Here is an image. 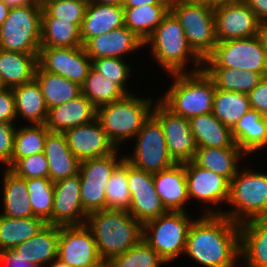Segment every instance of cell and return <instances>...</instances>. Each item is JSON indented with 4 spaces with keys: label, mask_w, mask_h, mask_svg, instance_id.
Listing matches in <instances>:
<instances>
[{
    "label": "cell",
    "mask_w": 267,
    "mask_h": 267,
    "mask_svg": "<svg viewBox=\"0 0 267 267\" xmlns=\"http://www.w3.org/2000/svg\"><path fill=\"white\" fill-rule=\"evenodd\" d=\"M191 223L185 254L205 267H235L240 258V224L222 214H203Z\"/></svg>",
    "instance_id": "obj_1"
},
{
    "label": "cell",
    "mask_w": 267,
    "mask_h": 267,
    "mask_svg": "<svg viewBox=\"0 0 267 267\" xmlns=\"http://www.w3.org/2000/svg\"><path fill=\"white\" fill-rule=\"evenodd\" d=\"M91 230L102 260L125 253L143 236V225L128 211L104 209L88 214L85 222Z\"/></svg>",
    "instance_id": "obj_2"
},
{
    "label": "cell",
    "mask_w": 267,
    "mask_h": 267,
    "mask_svg": "<svg viewBox=\"0 0 267 267\" xmlns=\"http://www.w3.org/2000/svg\"><path fill=\"white\" fill-rule=\"evenodd\" d=\"M171 76L174 82L159 99L169 110L188 120L212 112L216 88L203 69Z\"/></svg>",
    "instance_id": "obj_3"
},
{
    "label": "cell",
    "mask_w": 267,
    "mask_h": 267,
    "mask_svg": "<svg viewBox=\"0 0 267 267\" xmlns=\"http://www.w3.org/2000/svg\"><path fill=\"white\" fill-rule=\"evenodd\" d=\"M146 44H151L153 58L169 74L186 73L184 67L189 57L194 61L195 68L187 73L203 69V60L189 46L179 20L171 11L144 42Z\"/></svg>",
    "instance_id": "obj_4"
},
{
    "label": "cell",
    "mask_w": 267,
    "mask_h": 267,
    "mask_svg": "<svg viewBox=\"0 0 267 267\" xmlns=\"http://www.w3.org/2000/svg\"><path fill=\"white\" fill-rule=\"evenodd\" d=\"M228 204L229 211L207 210L204 214H222L233 222L242 224L255 218L267 217V174L252 170L240 171L231 179Z\"/></svg>",
    "instance_id": "obj_5"
},
{
    "label": "cell",
    "mask_w": 267,
    "mask_h": 267,
    "mask_svg": "<svg viewBox=\"0 0 267 267\" xmlns=\"http://www.w3.org/2000/svg\"><path fill=\"white\" fill-rule=\"evenodd\" d=\"M152 105L151 99L127 94L124 98L99 107L96 119L109 140L119 149L124 140L138 134L144 121L151 115Z\"/></svg>",
    "instance_id": "obj_6"
},
{
    "label": "cell",
    "mask_w": 267,
    "mask_h": 267,
    "mask_svg": "<svg viewBox=\"0 0 267 267\" xmlns=\"http://www.w3.org/2000/svg\"><path fill=\"white\" fill-rule=\"evenodd\" d=\"M42 5L9 10L0 26V49L19 53H39L41 47Z\"/></svg>",
    "instance_id": "obj_7"
},
{
    "label": "cell",
    "mask_w": 267,
    "mask_h": 267,
    "mask_svg": "<svg viewBox=\"0 0 267 267\" xmlns=\"http://www.w3.org/2000/svg\"><path fill=\"white\" fill-rule=\"evenodd\" d=\"M203 68H233L267 76V55L259 35L218 41Z\"/></svg>",
    "instance_id": "obj_8"
},
{
    "label": "cell",
    "mask_w": 267,
    "mask_h": 267,
    "mask_svg": "<svg viewBox=\"0 0 267 267\" xmlns=\"http://www.w3.org/2000/svg\"><path fill=\"white\" fill-rule=\"evenodd\" d=\"M192 222L187 212L168 211L143 224L142 239L166 262H170L184 254Z\"/></svg>",
    "instance_id": "obj_9"
},
{
    "label": "cell",
    "mask_w": 267,
    "mask_h": 267,
    "mask_svg": "<svg viewBox=\"0 0 267 267\" xmlns=\"http://www.w3.org/2000/svg\"><path fill=\"white\" fill-rule=\"evenodd\" d=\"M170 11L179 20L189 46L202 60L206 59L218 42L214 4L170 5Z\"/></svg>",
    "instance_id": "obj_10"
},
{
    "label": "cell",
    "mask_w": 267,
    "mask_h": 267,
    "mask_svg": "<svg viewBox=\"0 0 267 267\" xmlns=\"http://www.w3.org/2000/svg\"><path fill=\"white\" fill-rule=\"evenodd\" d=\"M135 137L133 155L124 157L134 167L154 174L176 164L169 155L162 126L152 114Z\"/></svg>",
    "instance_id": "obj_11"
},
{
    "label": "cell",
    "mask_w": 267,
    "mask_h": 267,
    "mask_svg": "<svg viewBox=\"0 0 267 267\" xmlns=\"http://www.w3.org/2000/svg\"><path fill=\"white\" fill-rule=\"evenodd\" d=\"M214 16L218 41L250 38L259 33L261 21L243 0L214 4Z\"/></svg>",
    "instance_id": "obj_12"
},
{
    "label": "cell",
    "mask_w": 267,
    "mask_h": 267,
    "mask_svg": "<svg viewBox=\"0 0 267 267\" xmlns=\"http://www.w3.org/2000/svg\"><path fill=\"white\" fill-rule=\"evenodd\" d=\"M151 114L160 122L170 157L176 164L193 160L197 145L188 119L174 114L160 100Z\"/></svg>",
    "instance_id": "obj_13"
},
{
    "label": "cell",
    "mask_w": 267,
    "mask_h": 267,
    "mask_svg": "<svg viewBox=\"0 0 267 267\" xmlns=\"http://www.w3.org/2000/svg\"><path fill=\"white\" fill-rule=\"evenodd\" d=\"M38 66L46 71L69 79L82 86L92 62L83 46L48 47L41 46L37 56Z\"/></svg>",
    "instance_id": "obj_14"
},
{
    "label": "cell",
    "mask_w": 267,
    "mask_h": 267,
    "mask_svg": "<svg viewBox=\"0 0 267 267\" xmlns=\"http://www.w3.org/2000/svg\"><path fill=\"white\" fill-rule=\"evenodd\" d=\"M127 181L131 194L128 212L142 225L168 211L155 190L153 174L127 162Z\"/></svg>",
    "instance_id": "obj_15"
},
{
    "label": "cell",
    "mask_w": 267,
    "mask_h": 267,
    "mask_svg": "<svg viewBox=\"0 0 267 267\" xmlns=\"http://www.w3.org/2000/svg\"><path fill=\"white\" fill-rule=\"evenodd\" d=\"M57 257L72 267H92L102 261L86 224L59 226Z\"/></svg>",
    "instance_id": "obj_16"
},
{
    "label": "cell",
    "mask_w": 267,
    "mask_h": 267,
    "mask_svg": "<svg viewBox=\"0 0 267 267\" xmlns=\"http://www.w3.org/2000/svg\"><path fill=\"white\" fill-rule=\"evenodd\" d=\"M81 178L77 173L54 183L52 225H83L88 214L84 211L80 190Z\"/></svg>",
    "instance_id": "obj_17"
},
{
    "label": "cell",
    "mask_w": 267,
    "mask_h": 267,
    "mask_svg": "<svg viewBox=\"0 0 267 267\" xmlns=\"http://www.w3.org/2000/svg\"><path fill=\"white\" fill-rule=\"evenodd\" d=\"M64 134L68 147L79 161L105 157L117 150L97 119L70 128Z\"/></svg>",
    "instance_id": "obj_18"
},
{
    "label": "cell",
    "mask_w": 267,
    "mask_h": 267,
    "mask_svg": "<svg viewBox=\"0 0 267 267\" xmlns=\"http://www.w3.org/2000/svg\"><path fill=\"white\" fill-rule=\"evenodd\" d=\"M187 195L191 199L218 205L228 202L230 182L222 175L204 169L193 161L185 163Z\"/></svg>",
    "instance_id": "obj_19"
},
{
    "label": "cell",
    "mask_w": 267,
    "mask_h": 267,
    "mask_svg": "<svg viewBox=\"0 0 267 267\" xmlns=\"http://www.w3.org/2000/svg\"><path fill=\"white\" fill-rule=\"evenodd\" d=\"M97 108L83 94L67 103L48 109L45 126L50 132L66 130L88 124L96 119Z\"/></svg>",
    "instance_id": "obj_20"
},
{
    "label": "cell",
    "mask_w": 267,
    "mask_h": 267,
    "mask_svg": "<svg viewBox=\"0 0 267 267\" xmlns=\"http://www.w3.org/2000/svg\"><path fill=\"white\" fill-rule=\"evenodd\" d=\"M155 190L167 211L185 212L188 201L185 163L153 174Z\"/></svg>",
    "instance_id": "obj_21"
},
{
    "label": "cell",
    "mask_w": 267,
    "mask_h": 267,
    "mask_svg": "<svg viewBox=\"0 0 267 267\" xmlns=\"http://www.w3.org/2000/svg\"><path fill=\"white\" fill-rule=\"evenodd\" d=\"M43 152L48 161L49 178L53 183L79 173L80 161L72 154L64 133L49 132Z\"/></svg>",
    "instance_id": "obj_22"
},
{
    "label": "cell",
    "mask_w": 267,
    "mask_h": 267,
    "mask_svg": "<svg viewBox=\"0 0 267 267\" xmlns=\"http://www.w3.org/2000/svg\"><path fill=\"white\" fill-rule=\"evenodd\" d=\"M240 257L246 267H267V217L240 224Z\"/></svg>",
    "instance_id": "obj_23"
},
{
    "label": "cell",
    "mask_w": 267,
    "mask_h": 267,
    "mask_svg": "<svg viewBox=\"0 0 267 267\" xmlns=\"http://www.w3.org/2000/svg\"><path fill=\"white\" fill-rule=\"evenodd\" d=\"M124 8L122 5H87L80 27L82 44L88 39L124 26Z\"/></svg>",
    "instance_id": "obj_24"
},
{
    "label": "cell",
    "mask_w": 267,
    "mask_h": 267,
    "mask_svg": "<svg viewBox=\"0 0 267 267\" xmlns=\"http://www.w3.org/2000/svg\"><path fill=\"white\" fill-rule=\"evenodd\" d=\"M38 53H19L0 49V77L5 88L20 86L34 79Z\"/></svg>",
    "instance_id": "obj_25"
},
{
    "label": "cell",
    "mask_w": 267,
    "mask_h": 267,
    "mask_svg": "<svg viewBox=\"0 0 267 267\" xmlns=\"http://www.w3.org/2000/svg\"><path fill=\"white\" fill-rule=\"evenodd\" d=\"M190 128L197 147H235L231 128L225 126L213 114L195 116L189 119Z\"/></svg>",
    "instance_id": "obj_26"
},
{
    "label": "cell",
    "mask_w": 267,
    "mask_h": 267,
    "mask_svg": "<svg viewBox=\"0 0 267 267\" xmlns=\"http://www.w3.org/2000/svg\"><path fill=\"white\" fill-rule=\"evenodd\" d=\"M59 226L46 225L36 236L19 244L14 249L28 262L44 267L57 258Z\"/></svg>",
    "instance_id": "obj_27"
},
{
    "label": "cell",
    "mask_w": 267,
    "mask_h": 267,
    "mask_svg": "<svg viewBox=\"0 0 267 267\" xmlns=\"http://www.w3.org/2000/svg\"><path fill=\"white\" fill-rule=\"evenodd\" d=\"M242 154L245 153L238 145L225 148L198 147L192 161L204 169L222 175L230 182L239 170L237 162Z\"/></svg>",
    "instance_id": "obj_28"
},
{
    "label": "cell",
    "mask_w": 267,
    "mask_h": 267,
    "mask_svg": "<svg viewBox=\"0 0 267 267\" xmlns=\"http://www.w3.org/2000/svg\"><path fill=\"white\" fill-rule=\"evenodd\" d=\"M235 143L245 153H253L267 145V117L250 109L231 129Z\"/></svg>",
    "instance_id": "obj_29"
},
{
    "label": "cell",
    "mask_w": 267,
    "mask_h": 267,
    "mask_svg": "<svg viewBox=\"0 0 267 267\" xmlns=\"http://www.w3.org/2000/svg\"><path fill=\"white\" fill-rule=\"evenodd\" d=\"M34 79L40 86L47 109L67 103L82 94L79 84L57 74L46 72L38 65Z\"/></svg>",
    "instance_id": "obj_30"
},
{
    "label": "cell",
    "mask_w": 267,
    "mask_h": 267,
    "mask_svg": "<svg viewBox=\"0 0 267 267\" xmlns=\"http://www.w3.org/2000/svg\"><path fill=\"white\" fill-rule=\"evenodd\" d=\"M15 97L16 116L34 124H45L48 109L40 86L35 79L12 89Z\"/></svg>",
    "instance_id": "obj_31"
},
{
    "label": "cell",
    "mask_w": 267,
    "mask_h": 267,
    "mask_svg": "<svg viewBox=\"0 0 267 267\" xmlns=\"http://www.w3.org/2000/svg\"><path fill=\"white\" fill-rule=\"evenodd\" d=\"M3 214L7 217H33L26 179L16 176L6 168L3 178Z\"/></svg>",
    "instance_id": "obj_32"
},
{
    "label": "cell",
    "mask_w": 267,
    "mask_h": 267,
    "mask_svg": "<svg viewBox=\"0 0 267 267\" xmlns=\"http://www.w3.org/2000/svg\"><path fill=\"white\" fill-rule=\"evenodd\" d=\"M46 225L39 217L14 218L0 213V251L15 248L36 236Z\"/></svg>",
    "instance_id": "obj_33"
},
{
    "label": "cell",
    "mask_w": 267,
    "mask_h": 267,
    "mask_svg": "<svg viewBox=\"0 0 267 267\" xmlns=\"http://www.w3.org/2000/svg\"><path fill=\"white\" fill-rule=\"evenodd\" d=\"M170 5H140L124 8V23L145 42L169 13Z\"/></svg>",
    "instance_id": "obj_34"
},
{
    "label": "cell",
    "mask_w": 267,
    "mask_h": 267,
    "mask_svg": "<svg viewBox=\"0 0 267 267\" xmlns=\"http://www.w3.org/2000/svg\"><path fill=\"white\" fill-rule=\"evenodd\" d=\"M213 80L215 88L248 94L264 78L262 74L233 68H203Z\"/></svg>",
    "instance_id": "obj_35"
},
{
    "label": "cell",
    "mask_w": 267,
    "mask_h": 267,
    "mask_svg": "<svg viewBox=\"0 0 267 267\" xmlns=\"http://www.w3.org/2000/svg\"><path fill=\"white\" fill-rule=\"evenodd\" d=\"M250 109L248 94L216 89L212 114L225 126L232 129Z\"/></svg>",
    "instance_id": "obj_36"
},
{
    "label": "cell",
    "mask_w": 267,
    "mask_h": 267,
    "mask_svg": "<svg viewBox=\"0 0 267 267\" xmlns=\"http://www.w3.org/2000/svg\"><path fill=\"white\" fill-rule=\"evenodd\" d=\"M41 46L77 47L83 46L80 27L57 18L41 19Z\"/></svg>",
    "instance_id": "obj_37"
},
{
    "label": "cell",
    "mask_w": 267,
    "mask_h": 267,
    "mask_svg": "<svg viewBox=\"0 0 267 267\" xmlns=\"http://www.w3.org/2000/svg\"><path fill=\"white\" fill-rule=\"evenodd\" d=\"M82 94L86 96L98 109L103 105L110 104L124 98L127 93L116 83L95 71H89L84 84L81 86Z\"/></svg>",
    "instance_id": "obj_38"
},
{
    "label": "cell",
    "mask_w": 267,
    "mask_h": 267,
    "mask_svg": "<svg viewBox=\"0 0 267 267\" xmlns=\"http://www.w3.org/2000/svg\"><path fill=\"white\" fill-rule=\"evenodd\" d=\"M33 215L52 225L54 183L50 178L26 179Z\"/></svg>",
    "instance_id": "obj_39"
},
{
    "label": "cell",
    "mask_w": 267,
    "mask_h": 267,
    "mask_svg": "<svg viewBox=\"0 0 267 267\" xmlns=\"http://www.w3.org/2000/svg\"><path fill=\"white\" fill-rule=\"evenodd\" d=\"M49 132L45 124H30V126L16 128L12 159H21L43 152L45 139Z\"/></svg>",
    "instance_id": "obj_40"
},
{
    "label": "cell",
    "mask_w": 267,
    "mask_h": 267,
    "mask_svg": "<svg viewBox=\"0 0 267 267\" xmlns=\"http://www.w3.org/2000/svg\"><path fill=\"white\" fill-rule=\"evenodd\" d=\"M106 209L128 211L131 194L127 181V161L124 159L113 171L105 186Z\"/></svg>",
    "instance_id": "obj_41"
},
{
    "label": "cell",
    "mask_w": 267,
    "mask_h": 267,
    "mask_svg": "<svg viewBox=\"0 0 267 267\" xmlns=\"http://www.w3.org/2000/svg\"><path fill=\"white\" fill-rule=\"evenodd\" d=\"M166 263L143 239L125 253L108 261L109 267H160Z\"/></svg>",
    "instance_id": "obj_42"
},
{
    "label": "cell",
    "mask_w": 267,
    "mask_h": 267,
    "mask_svg": "<svg viewBox=\"0 0 267 267\" xmlns=\"http://www.w3.org/2000/svg\"><path fill=\"white\" fill-rule=\"evenodd\" d=\"M42 18H57L82 25L88 2L86 0H40Z\"/></svg>",
    "instance_id": "obj_43"
},
{
    "label": "cell",
    "mask_w": 267,
    "mask_h": 267,
    "mask_svg": "<svg viewBox=\"0 0 267 267\" xmlns=\"http://www.w3.org/2000/svg\"><path fill=\"white\" fill-rule=\"evenodd\" d=\"M117 151L105 157L80 161L81 181L108 182L115 168L124 160V156L117 159Z\"/></svg>",
    "instance_id": "obj_44"
},
{
    "label": "cell",
    "mask_w": 267,
    "mask_h": 267,
    "mask_svg": "<svg viewBox=\"0 0 267 267\" xmlns=\"http://www.w3.org/2000/svg\"><path fill=\"white\" fill-rule=\"evenodd\" d=\"M7 168L23 179L49 178L48 161L44 152L21 159H11V164Z\"/></svg>",
    "instance_id": "obj_45"
},
{
    "label": "cell",
    "mask_w": 267,
    "mask_h": 267,
    "mask_svg": "<svg viewBox=\"0 0 267 267\" xmlns=\"http://www.w3.org/2000/svg\"><path fill=\"white\" fill-rule=\"evenodd\" d=\"M91 62L95 71L119 85L127 94L130 93L125 85L132 69L123 58H100L92 59Z\"/></svg>",
    "instance_id": "obj_46"
},
{
    "label": "cell",
    "mask_w": 267,
    "mask_h": 267,
    "mask_svg": "<svg viewBox=\"0 0 267 267\" xmlns=\"http://www.w3.org/2000/svg\"><path fill=\"white\" fill-rule=\"evenodd\" d=\"M106 183L107 182L81 181L80 196L83 209L87 214L106 209Z\"/></svg>",
    "instance_id": "obj_47"
},
{
    "label": "cell",
    "mask_w": 267,
    "mask_h": 267,
    "mask_svg": "<svg viewBox=\"0 0 267 267\" xmlns=\"http://www.w3.org/2000/svg\"><path fill=\"white\" fill-rule=\"evenodd\" d=\"M111 32L112 58H122L131 51L145 46L144 42L125 25Z\"/></svg>",
    "instance_id": "obj_48"
},
{
    "label": "cell",
    "mask_w": 267,
    "mask_h": 267,
    "mask_svg": "<svg viewBox=\"0 0 267 267\" xmlns=\"http://www.w3.org/2000/svg\"><path fill=\"white\" fill-rule=\"evenodd\" d=\"M83 47L91 60L112 58L111 32L88 39Z\"/></svg>",
    "instance_id": "obj_49"
},
{
    "label": "cell",
    "mask_w": 267,
    "mask_h": 267,
    "mask_svg": "<svg viewBox=\"0 0 267 267\" xmlns=\"http://www.w3.org/2000/svg\"><path fill=\"white\" fill-rule=\"evenodd\" d=\"M14 122H0V159L5 163L6 168L11 164L14 134L16 127Z\"/></svg>",
    "instance_id": "obj_50"
},
{
    "label": "cell",
    "mask_w": 267,
    "mask_h": 267,
    "mask_svg": "<svg viewBox=\"0 0 267 267\" xmlns=\"http://www.w3.org/2000/svg\"><path fill=\"white\" fill-rule=\"evenodd\" d=\"M250 107L262 116L267 117V76L248 93Z\"/></svg>",
    "instance_id": "obj_51"
},
{
    "label": "cell",
    "mask_w": 267,
    "mask_h": 267,
    "mask_svg": "<svg viewBox=\"0 0 267 267\" xmlns=\"http://www.w3.org/2000/svg\"><path fill=\"white\" fill-rule=\"evenodd\" d=\"M15 97L11 88L0 91V122L16 121Z\"/></svg>",
    "instance_id": "obj_52"
},
{
    "label": "cell",
    "mask_w": 267,
    "mask_h": 267,
    "mask_svg": "<svg viewBox=\"0 0 267 267\" xmlns=\"http://www.w3.org/2000/svg\"><path fill=\"white\" fill-rule=\"evenodd\" d=\"M0 267H39L22 257L14 248L0 251Z\"/></svg>",
    "instance_id": "obj_53"
},
{
    "label": "cell",
    "mask_w": 267,
    "mask_h": 267,
    "mask_svg": "<svg viewBox=\"0 0 267 267\" xmlns=\"http://www.w3.org/2000/svg\"><path fill=\"white\" fill-rule=\"evenodd\" d=\"M261 21H267V0H243Z\"/></svg>",
    "instance_id": "obj_54"
},
{
    "label": "cell",
    "mask_w": 267,
    "mask_h": 267,
    "mask_svg": "<svg viewBox=\"0 0 267 267\" xmlns=\"http://www.w3.org/2000/svg\"><path fill=\"white\" fill-rule=\"evenodd\" d=\"M169 5V2H163L162 0H123V8H133L140 5Z\"/></svg>",
    "instance_id": "obj_55"
},
{
    "label": "cell",
    "mask_w": 267,
    "mask_h": 267,
    "mask_svg": "<svg viewBox=\"0 0 267 267\" xmlns=\"http://www.w3.org/2000/svg\"><path fill=\"white\" fill-rule=\"evenodd\" d=\"M10 9L17 7H26L28 5H42L40 0H0Z\"/></svg>",
    "instance_id": "obj_56"
},
{
    "label": "cell",
    "mask_w": 267,
    "mask_h": 267,
    "mask_svg": "<svg viewBox=\"0 0 267 267\" xmlns=\"http://www.w3.org/2000/svg\"><path fill=\"white\" fill-rule=\"evenodd\" d=\"M258 35L261 38L264 50L266 51L267 55V21L261 22Z\"/></svg>",
    "instance_id": "obj_57"
},
{
    "label": "cell",
    "mask_w": 267,
    "mask_h": 267,
    "mask_svg": "<svg viewBox=\"0 0 267 267\" xmlns=\"http://www.w3.org/2000/svg\"><path fill=\"white\" fill-rule=\"evenodd\" d=\"M89 4H98V5H114L120 6L123 5V0H86Z\"/></svg>",
    "instance_id": "obj_58"
},
{
    "label": "cell",
    "mask_w": 267,
    "mask_h": 267,
    "mask_svg": "<svg viewBox=\"0 0 267 267\" xmlns=\"http://www.w3.org/2000/svg\"><path fill=\"white\" fill-rule=\"evenodd\" d=\"M209 3L207 0H169V5H180V4H203Z\"/></svg>",
    "instance_id": "obj_59"
},
{
    "label": "cell",
    "mask_w": 267,
    "mask_h": 267,
    "mask_svg": "<svg viewBox=\"0 0 267 267\" xmlns=\"http://www.w3.org/2000/svg\"><path fill=\"white\" fill-rule=\"evenodd\" d=\"M9 10L10 8L3 1H0V26L8 17Z\"/></svg>",
    "instance_id": "obj_60"
},
{
    "label": "cell",
    "mask_w": 267,
    "mask_h": 267,
    "mask_svg": "<svg viewBox=\"0 0 267 267\" xmlns=\"http://www.w3.org/2000/svg\"><path fill=\"white\" fill-rule=\"evenodd\" d=\"M48 264H46L47 267H72V266L68 265L67 263H64L58 257L55 258L54 260H52L51 262H49ZM44 267H46V266H44Z\"/></svg>",
    "instance_id": "obj_61"
},
{
    "label": "cell",
    "mask_w": 267,
    "mask_h": 267,
    "mask_svg": "<svg viewBox=\"0 0 267 267\" xmlns=\"http://www.w3.org/2000/svg\"><path fill=\"white\" fill-rule=\"evenodd\" d=\"M92 267H109V264H108V261L102 260L101 262H99L98 264H96Z\"/></svg>",
    "instance_id": "obj_62"
},
{
    "label": "cell",
    "mask_w": 267,
    "mask_h": 267,
    "mask_svg": "<svg viewBox=\"0 0 267 267\" xmlns=\"http://www.w3.org/2000/svg\"><path fill=\"white\" fill-rule=\"evenodd\" d=\"M209 3L216 4L219 2H227V1H234V0H207Z\"/></svg>",
    "instance_id": "obj_63"
},
{
    "label": "cell",
    "mask_w": 267,
    "mask_h": 267,
    "mask_svg": "<svg viewBox=\"0 0 267 267\" xmlns=\"http://www.w3.org/2000/svg\"><path fill=\"white\" fill-rule=\"evenodd\" d=\"M3 89H5V86H4L2 79L0 77V91H2Z\"/></svg>",
    "instance_id": "obj_64"
}]
</instances>
